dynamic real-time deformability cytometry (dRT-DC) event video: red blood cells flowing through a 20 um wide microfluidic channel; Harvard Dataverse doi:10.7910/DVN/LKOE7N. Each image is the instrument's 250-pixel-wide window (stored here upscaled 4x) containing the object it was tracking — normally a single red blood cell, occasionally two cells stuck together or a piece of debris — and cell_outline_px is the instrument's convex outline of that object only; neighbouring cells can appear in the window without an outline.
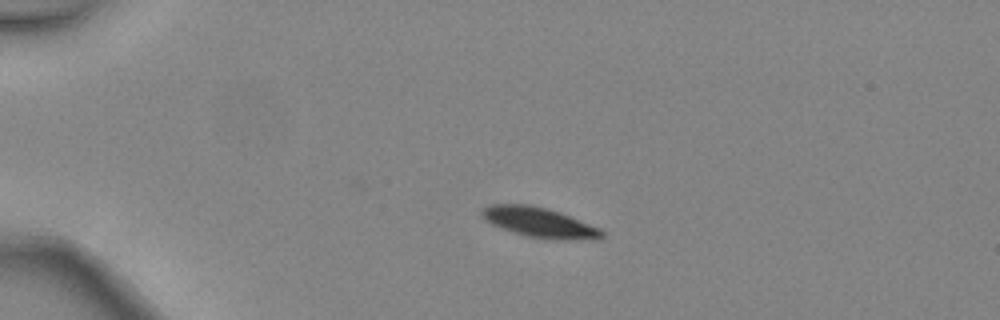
{"species": "common noctule bat (a hibernating species)", "species_latin": "Nyctalus noctula", "temperature_condition": "warm", "stored_images_in_passage": 2, "camera_frame_rate_fps": 3000, "um_per_image_px": 0.085, "animal": {"sex": "female", "body_mass_g": 24.6, "forearm_length_mm": 56.2}, "frame": {"image": 1, "passage_image": 1, "time_ms": 0.0, "image_size_px": [1000, 320], "cell_outline_px": [[604, 236], [596, 240], [556, 240], [528, 236], [512, 232], [492, 224], [484, 220], [480, 212], [488, 204], [528, 204], [548, 208], [560, 212], [600, 228], [604, 232]], "centroid_in_image_um": [45.87, 18.91], "position_along_channel_um": 39.1, "area_um2": 21.15}}